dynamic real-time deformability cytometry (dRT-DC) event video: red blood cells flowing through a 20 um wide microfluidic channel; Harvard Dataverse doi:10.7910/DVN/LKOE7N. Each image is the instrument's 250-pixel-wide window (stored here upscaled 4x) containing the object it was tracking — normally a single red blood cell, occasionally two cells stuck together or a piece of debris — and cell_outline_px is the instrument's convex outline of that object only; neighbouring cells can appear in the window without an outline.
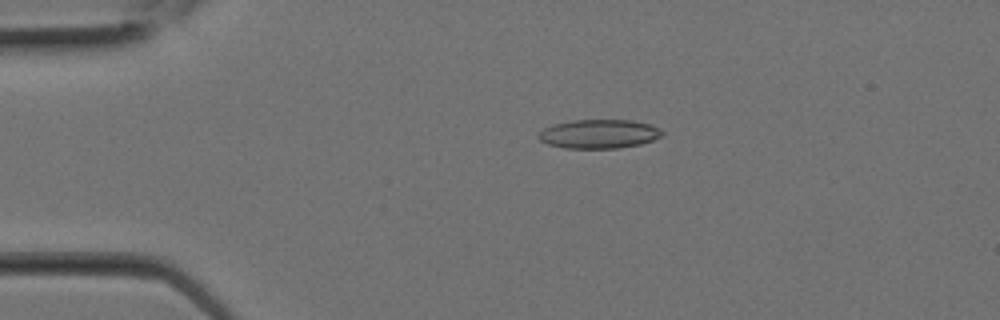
{"species": "Egyptian fruit bat (a non-hibernating species)", "species_latin": "Rousettus aegyptiacus", "temperature_condition": "room temperature", "stored_images_in_passage": 2, "camera_frame_rate_fps": 3000, "um_per_image_px": 0.085, "animal": {"sex": "female"}, "frame": {"image": 1, "passage_image": 2, "time_ms": 0.333, "image_size_px": [1000, 320], "cell_outline_px": [[664, 136], [640, 144], [616, 148], [564, 148], [548, 144], [540, 140], [536, 136], [544, 128], [552, 124], [572, 120], [632, 120], [652, 124], [660, 128], [664, 132]], "centroid_in_image_um": [50.93, 11.37], "position_along_channel_um": 34.1, "area_um2": 21.04}}